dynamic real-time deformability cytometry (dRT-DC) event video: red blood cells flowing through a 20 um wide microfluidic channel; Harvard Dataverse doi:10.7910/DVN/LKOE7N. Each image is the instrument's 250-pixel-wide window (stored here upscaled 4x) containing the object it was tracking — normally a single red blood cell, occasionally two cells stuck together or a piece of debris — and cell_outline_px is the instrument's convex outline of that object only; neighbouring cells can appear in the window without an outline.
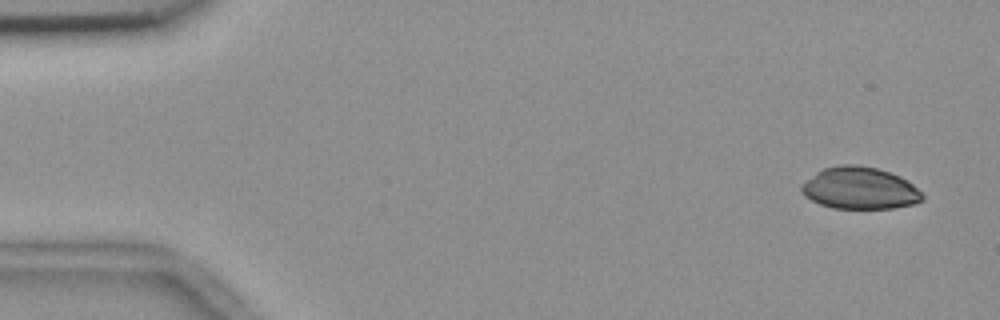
{"species": "common noctule bat (a hibernating species)", "species_latin": "Nyctalus noctula", "temperature_condition": "room temperature", "stored_images_in_passage": 11, "camera_frame_rate_fps": 3000, "um_per_image_px": 0.085, "animal": {"sex": "female", "body_mass_g": 18.4}, "frame": {"image": 1, "passage_image": 1, "time_ms": 0.0, "image_size_px": [1000, 320], "cell_outline_px": [[924, 200], [912, 204], [892, 208], [832, 208], [820, 204], [804, 196], [800, 188], [816, 172], [824, 168], [840, 164], [856, 164], [876, 168], [900, 176], [908, 180], [924, 196]], "centroid_in_image_um": [73.09, 15.99], "position_along_channel_um": 11.9, "area_um2": 29.36}}